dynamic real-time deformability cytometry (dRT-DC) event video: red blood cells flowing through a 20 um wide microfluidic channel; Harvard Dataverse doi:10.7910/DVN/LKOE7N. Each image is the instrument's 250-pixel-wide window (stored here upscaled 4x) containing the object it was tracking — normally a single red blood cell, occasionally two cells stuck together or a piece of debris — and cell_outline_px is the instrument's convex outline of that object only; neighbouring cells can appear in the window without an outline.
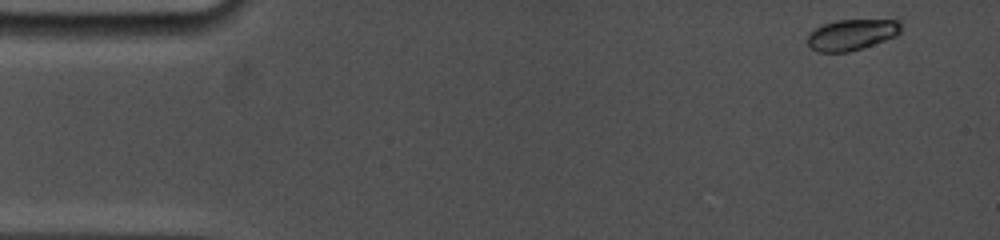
{"species": "common noctule bat (a hibernating species)", "species_latin": "Nyctalus noctula", "temperature_condition": "cold", "stored_images_in_passage": 51, "camera_frame_rate_fps": 5000, "um_per_image_px": 0.085, "animal": {"sex": "female", "body_mass_g": 19.0, "forearm_length_mm": 53.3}, "frame": {"image": 1, "passage_image": 1, "time_ms": 0.0, "image_size_px": [1000, 240], "cell_outline_px": [[900, 32], [896, 36], [848, 52], [816, 52], [808, 44], [808, 32], [824, 24], [836, 20], [900, 16]], "centroid_in_image_um": [72.49, 2.87], "position_along_channel_um": 12.5, "area_um2": 17.57}}
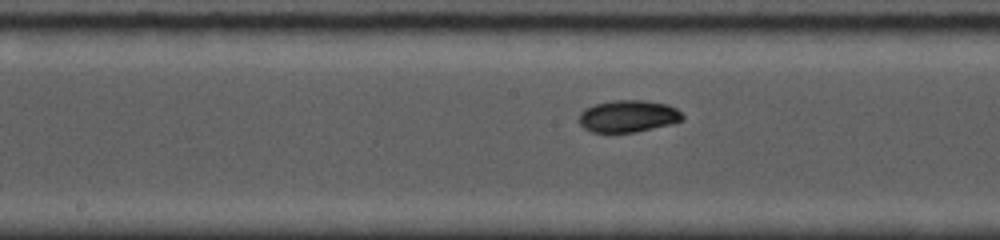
{"frame": {"image": 2, "passage_image": 24, "time_ms": 7.8, "image_size_px": [1000, 240], "cell_outline_px": [[684, 120], [672, 124], [636, 132], [592, 132], [584, 128], [580, 124], [580, 112], [584, 108], [596, 104], [612, 100], [640, 100], [668, 104], [676, 108], [684, 116]], "centroid_in_image_um": [53.41, 9.87], "position_along_channel_um": 194.8, "area_um2": 19.36}}
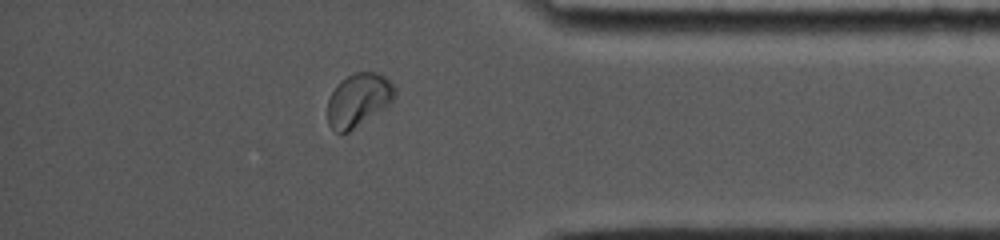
{"frame": {"image": 3, "passage_image": 44, "time_ms": 13.6, "image_size_px": [1000, 240], "cell_outline_px": [[396, 92], [392, 100], [384, 108], [348, 132], [336, 132], [328, 124], [328, 100], [336, 84], [348, 76], [356, 72], [376, 72], [384, 76], [396, 88]], "centroid_in_image_um": [30.45, 8.48], "position_along_channel_um": 404.7, "area_um2": 20.52}, "authors_computed_cell_mechanics": {"area_um2": 18.496, "velocity_mm_per_s": 3.7539, "shape_relaxation_time_tau1_ms": 2.5601, "shape_relaxation_time_tau2_ms": null, "deformation_change_tau1": 0.078, "deformation_change_tau2": null}}